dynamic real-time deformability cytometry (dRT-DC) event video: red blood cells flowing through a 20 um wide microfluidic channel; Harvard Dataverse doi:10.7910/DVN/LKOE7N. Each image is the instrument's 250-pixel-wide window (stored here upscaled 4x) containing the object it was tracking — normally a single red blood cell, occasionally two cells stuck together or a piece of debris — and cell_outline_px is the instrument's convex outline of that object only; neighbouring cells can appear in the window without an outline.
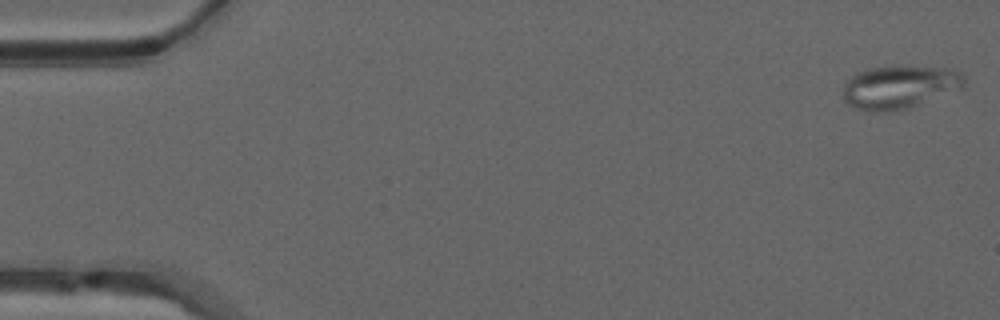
{"species": "common noctule bat (a hibernating species)", "species_latin": "Nyctalus noctula", "temperature_condition": "warm", "stored_images_in_passage": 51, "segment_of_instrument_passage": [1, 2], "camera_frame_rate_fps": 3000, "um_per_image_px": 0.085, "animal": {"sex": "male", "forearm_length_mm": 52.5}, "frame": {"image": 1, "passage_image": 1, "time_ms": 0.0, "image_size_px": [1000, 320], "cell_outline_px": [[964, 84], [960, 88], [916, 104], [904, 108], [880, 112], [872, 112], [856, 108], [848, 104], [844, 100], [844, 84], [852, 76], [868, 68], [948, 68], [960, 72], [964, 76]], "centroid_in_image_um": [76.4, 7.41], "position_along_channel_um": 8.6, "area_um2": 29.07}}
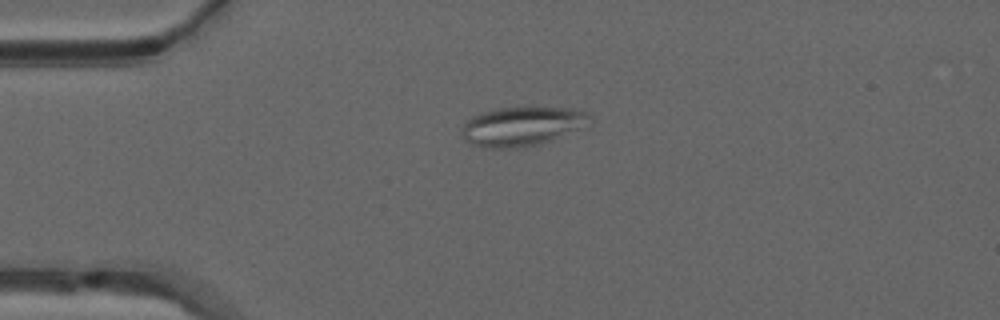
{"frame": {"image": 2, "passage_image": 12, "time_ms": 3.667, "image_size_px": [1000, 320], "cell_outline_px": [[596, 120], [552, 140], [520, 148], [484, 148], [472, 144], [464, 140], [460, 136], [460, 128], [472, 116], [480, 112], [516, 104], [536, 104], [568, 108], [584, 112], [592, 116]], "centroid_in_image_um": [44.34, 10.67], "position_along_channel_um": 40.7, "area_um2": 30.46}}